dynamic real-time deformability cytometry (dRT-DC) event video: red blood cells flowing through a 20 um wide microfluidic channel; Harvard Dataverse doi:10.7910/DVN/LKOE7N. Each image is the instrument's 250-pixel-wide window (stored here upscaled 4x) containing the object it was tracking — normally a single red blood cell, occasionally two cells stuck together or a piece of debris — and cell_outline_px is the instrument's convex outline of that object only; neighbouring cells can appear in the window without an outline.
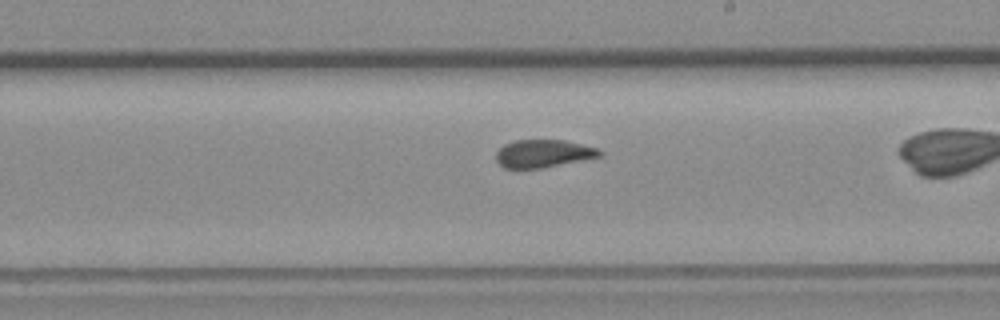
{"species": "common noctule bat (a hibernating species)", "species_latin": "Nyctalus noctula", "temperature_condition": "room temperature", "stored_images_in_passage": 27, "camera_frame_rate_fps": 3000, "um_per_image_px": 0.085, "animal": {"sex": "female", "body_mass_g": 19.3, "forearm_length_mm": 54.1}, "frame": {"image": 1, "passage_image": 16, "time_ms": 5.0, "image_size_px": [1000, 320], "cell_outline_px": [[604, 156], [540, 168], [504, 168], [496, 160], [496, 152], [504, 144], [516, 140], [564, 140], [596, 148], [604, 152]], "centroid_in_image_um": [46.19, 13.05], "position_along_channel_um": 242.8, "area_um2": 16.7}}